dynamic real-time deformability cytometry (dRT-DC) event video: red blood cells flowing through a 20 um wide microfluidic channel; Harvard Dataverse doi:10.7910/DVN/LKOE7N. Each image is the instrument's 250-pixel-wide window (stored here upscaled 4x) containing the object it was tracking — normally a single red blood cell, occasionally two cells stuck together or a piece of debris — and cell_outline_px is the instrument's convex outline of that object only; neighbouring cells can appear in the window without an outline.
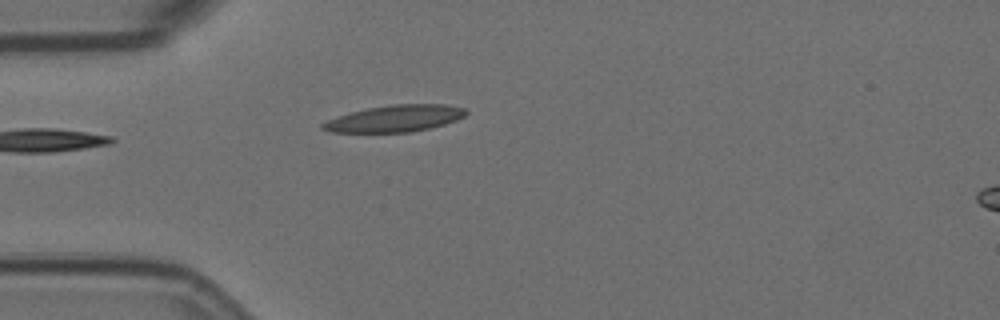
{"species": "Egyptian fruit bat (a non-hibernating species)", "species_latin": "Rousettus aegyptiacus", "temperature_condition": "room temperature", "stored_images_in_passage": 1, "camera_frame_rate_fps": 3000, "um_per_image_px": 0.085, "animal": {"sex": "female"}, "frame": {"image": 1, "passage_image": 1, "time_ms": 0.0, "image_size_px": [1000, 320], "cell_outline_px": [[468, 112], [464, 116], [456, 120], [444, 124], [412, 132], [328, 132], [320, 128], [320, 124], [328, 120], [352, 112], [368, 108], [392, 104], [444, 104], [464, 108]], "centroid_in_image_um": [33.57, 10.07], "position_along_channel_um": 51.4, "area_um2": 22.08}}